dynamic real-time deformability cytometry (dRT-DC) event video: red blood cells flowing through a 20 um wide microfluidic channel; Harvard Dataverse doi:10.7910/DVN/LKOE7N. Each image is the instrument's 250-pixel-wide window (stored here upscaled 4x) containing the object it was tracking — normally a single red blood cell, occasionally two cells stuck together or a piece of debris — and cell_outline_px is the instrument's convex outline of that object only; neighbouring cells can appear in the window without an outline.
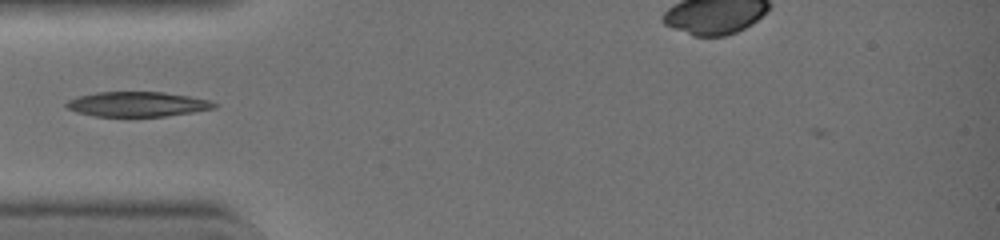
{"species": "common noctule bat (a hibernating species)", "species_latin": "Nyctalus noctula", "temperature_condition": "warm", "stored_images_in_passage": 28, "segment_of_instrument_passage": [1, 2], "camera_frame_rate_fps": 3000, "um_per_image_px": 0.085, "animal": {"sex": "female", "body_mass_g": 19.0, "forearm_length_mm": 51.5}, "frame": {"image": 1, "passage_image": 1, "time_ms": 0.0, "image_size_px": [1000, 240], "cell_outline_px": [[216, 104], [212, 108], [192, 112], [164, 116], [96, 116], [76, 112], [68, 108], [64, 104], [68, 100], [76, 96], [96, 92], [164, 92], [188, 96], [208, 100]], "centroid_in_image_um": [11.59, 8.85], "position_along_channel_um": 73.4, "area_um2": 21.15}}
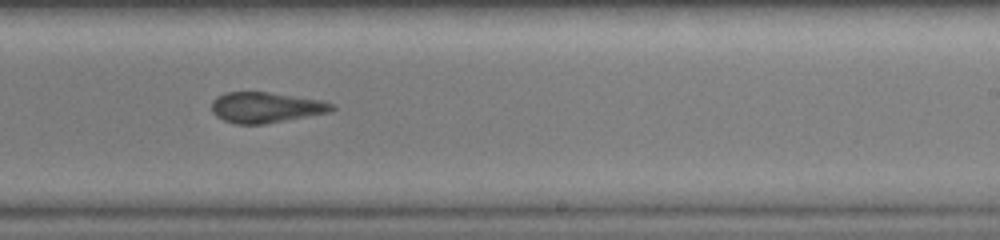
{"frame": {"image": 2, "passage_image": 14, "time_ms": 4.333, "image_size_px": [1000, 240], "cell_outline_px": [[336, 108], [332, 112], [264, 124], [236, 124], [224, 120], [216, 116], [212, 112], [212, 100], [216, 96], [224, 92], [268, 92], [324, 100], [336, 104]], "centroid_in_image_um": [22.64, 9.12], "position_along_channel_um": 266.4, "area_um2": 21.73}}
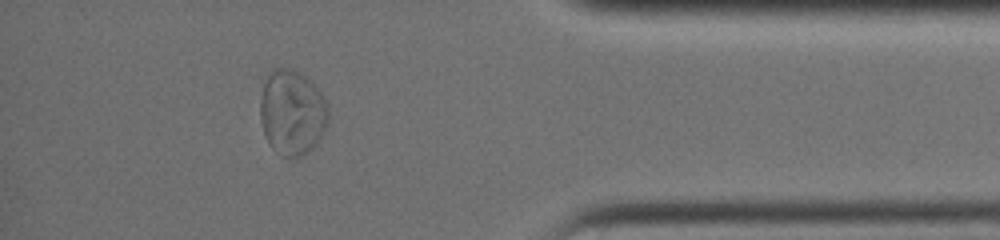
{"frame": {"image": 3, "passage_image": 25, "time_ms": 8.0, "image_size_px": [1000, 240], "cell_outline_px": [[328, 124], [320, 140], [300, 156], [284, 156], [272, 148], [268, 144], [264, 132], [260, 116], [260, 100], [264, 84], [268, 72], [272, 68], [292, 68], [300, 72], [312, 80], [320, 92], [328, 108]], "centroid_in_image_um": [24.83, 9.51], "position_along_channel_um": 410.4, "area_um2": 33.87}}